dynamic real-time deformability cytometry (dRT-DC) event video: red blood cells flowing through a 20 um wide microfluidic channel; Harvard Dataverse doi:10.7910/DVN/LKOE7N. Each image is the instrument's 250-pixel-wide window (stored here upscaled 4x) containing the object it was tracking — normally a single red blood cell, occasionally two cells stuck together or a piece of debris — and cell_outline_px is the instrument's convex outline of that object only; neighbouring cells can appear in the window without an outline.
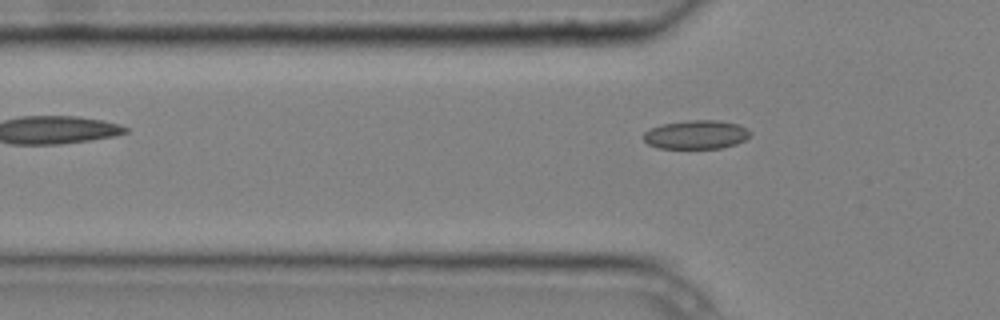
{"species": "common noctule bat (a hibernating species)", "species_latin": "Nyctalus noctula", "temperature_condition": "cold", "stored_images_in_passage": 4, "camera_frame_rate_fps": 3000, "um_per_image_px": 0.085, "animal": {"sex": "male", "body_mass_g": 20.4}, "frame": {"image": 1, "passage_image": 4, "time_ms": 1.0, "image_size_px": [1000, 320], "cell_outline_px": [[752, 132], [744, 140], [736, 144], [720, 148], [660, 148], [648, 144], [644, 140], [644, 132], [660, 124], [688, 120], [720, 120], [740, 124], [748, 128]], "centroid_in_image_um": [59.21, 11.43], "position_along_channel_um": 66.6, "area_um2": 17.98}}